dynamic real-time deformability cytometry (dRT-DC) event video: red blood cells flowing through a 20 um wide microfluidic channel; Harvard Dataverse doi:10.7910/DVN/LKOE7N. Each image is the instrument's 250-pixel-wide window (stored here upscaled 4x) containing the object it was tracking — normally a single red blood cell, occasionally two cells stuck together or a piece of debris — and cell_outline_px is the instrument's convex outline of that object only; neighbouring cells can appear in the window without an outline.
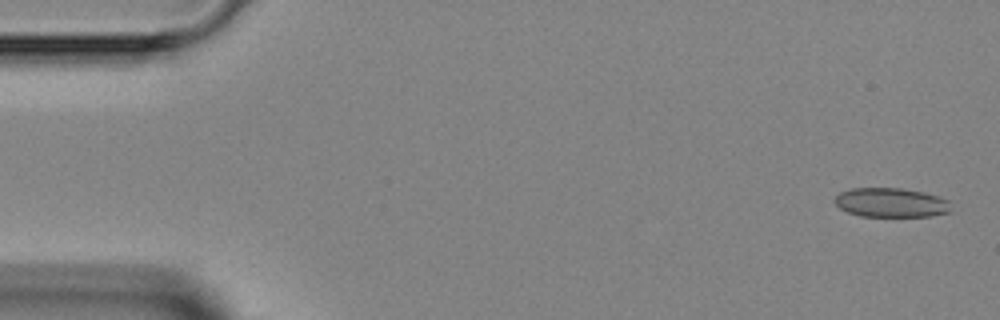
{"species": "Egyptian fruit bat (a non-hibernating species)", "species_latin": "Rousettus aegyptiacus", "temperature_condition": "room temperature", "stored_images_in_passage": 46, "camera_frame_rate_fps": 3000, "um_per_image_px": 0.085, "animal": {"sex": "female"}, "frame": {"image": 1, "passage_image": 1, "time_ms": 0.0, "image_size_px": [1000, 320], "cell_outline_px": [[952, 212], [932, 216], [860, 216], [848, 212], [840, 208], [832, 200], [840, 192], [848, 188], [900, 188], [924, 192], [940, 196], [948, 200]], "centroid_in_image_um": [75.74, 17.21], "position_along_channel_um": 9.3, "area_um2": 20.06}}
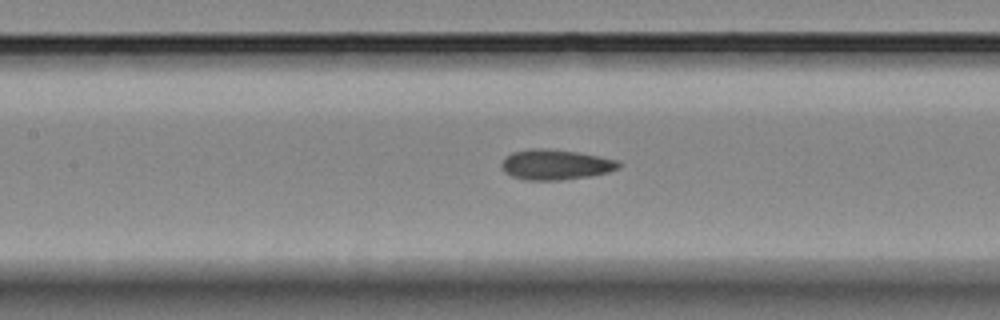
{"frame": {"image": 2, "passage_image": 20, "time_ms": 6.333, "image_size_px": [1000, 320], "cell_outline_px": [[624, 164], [620, 168], [608, 172], [588, 176], [556, 180], [528, 180], [512, 176], [504, 172], [500, 164], [504, 156], [512, 152], [532, 148], [548, 148], [576, 152], [600, 156], [620, 160]], "centroid_in_image_um": [47.23, 13.97], "position_along_channel_um": 160.2, "area_um2": 20.87}}
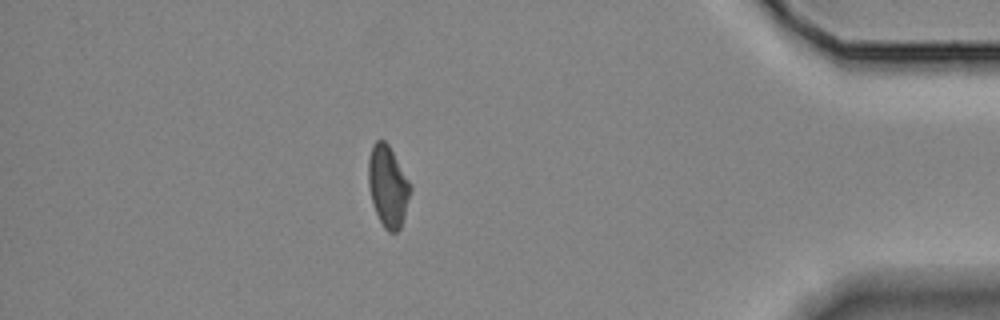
{"frame": {"image": 3, "passage_image": 40, "time_ms": 13.0, "image_size_px": [1000, 320], "cell_outline_px": [[412, 188], [404, 216], [400, 228], [396, 232], [388, 232], [384, 228], [372, 204], [368, 184], [368, 160], [372, 144], [376, 140], [384, 140], [388, 144], [412, 184]], "centroid_in_image_um": [32.97, 15.81], "position_along_channel_um": 402.2, "area_um2": 20.0}}